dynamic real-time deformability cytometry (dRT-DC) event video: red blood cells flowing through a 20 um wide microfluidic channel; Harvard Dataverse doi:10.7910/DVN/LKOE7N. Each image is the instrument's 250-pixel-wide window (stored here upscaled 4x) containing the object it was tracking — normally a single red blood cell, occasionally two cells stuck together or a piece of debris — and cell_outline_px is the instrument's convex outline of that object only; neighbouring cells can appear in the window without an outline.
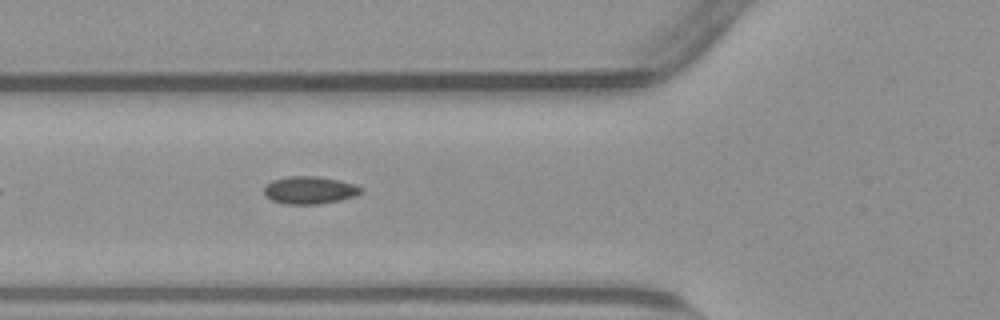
{"species": "common noctule bat (a hibernating species)", "species_latin": "Nyctalus noctula", "temperature_condition": "warm", "stored_images_in_passage": 14, "camera_frame_rate_fps": 3000, "um_per_image_px": 0.085, "animal": {"sex": "male", "body_mass_g": 23.1, "forearm_length_mm": 52.7}, "frame": {"image": 1, "passage_image": 7, "time_ms": 2.0, "image_size_px": [1000, 320], "cell_outline_px": [[364, 192], [356, 196], [340, 200], [316, 204], [284, 204], [272, 200], [264, 196], [264, 188], [272, 180], [288, 176], [316, 176], [340, 180], [356, 184], [364, 188]], "centroid_in_image_um": [26.36, 16.16], "position_along_channel_um": 99.4, "area_um2": 15.78}}